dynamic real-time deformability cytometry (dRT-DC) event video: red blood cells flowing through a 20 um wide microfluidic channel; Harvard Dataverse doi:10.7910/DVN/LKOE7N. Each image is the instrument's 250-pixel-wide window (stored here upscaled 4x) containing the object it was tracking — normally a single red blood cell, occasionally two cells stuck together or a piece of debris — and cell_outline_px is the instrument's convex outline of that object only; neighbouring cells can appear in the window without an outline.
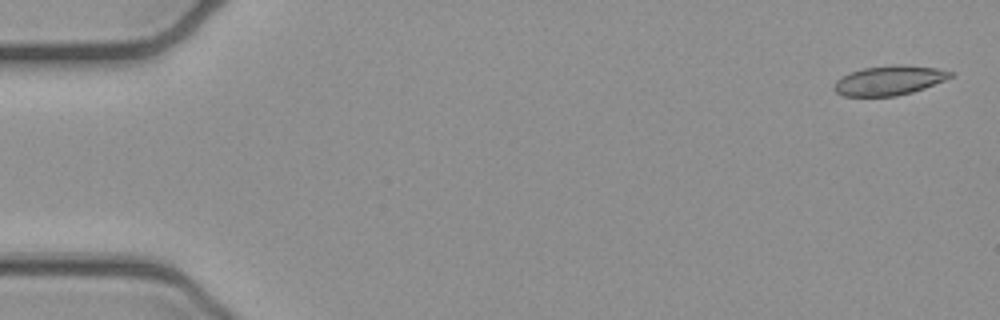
{"species": "common noctule bat (a hibernating species)", "species_latin": "Nyctalus noctula", "temperature_condition": "cold", "stored_images_in_passage": 3, "camera_frame_rate_fps": 3000, "um_per_image_px": 0.085, "animal": {"sex": "female", "body_mass_g": 21.9}, "frame": {"image": 1, "passage_image": 1, "time_ms": 0.0, "image_size_px": [1000, 320], "cell_outline_px": [[952, 76], [944, 80], [924, 88], [912, 92], [896, 96], [844, 96], [836, 92], [832, 88], [836, 80], [852, 72], [864, 68], [904, 64], [936, 68], [952, 72]], "centroid_in_image_um": [75.57, 6.84], "position_along_channel_um": 9.4, "area_um2": 19.71}}